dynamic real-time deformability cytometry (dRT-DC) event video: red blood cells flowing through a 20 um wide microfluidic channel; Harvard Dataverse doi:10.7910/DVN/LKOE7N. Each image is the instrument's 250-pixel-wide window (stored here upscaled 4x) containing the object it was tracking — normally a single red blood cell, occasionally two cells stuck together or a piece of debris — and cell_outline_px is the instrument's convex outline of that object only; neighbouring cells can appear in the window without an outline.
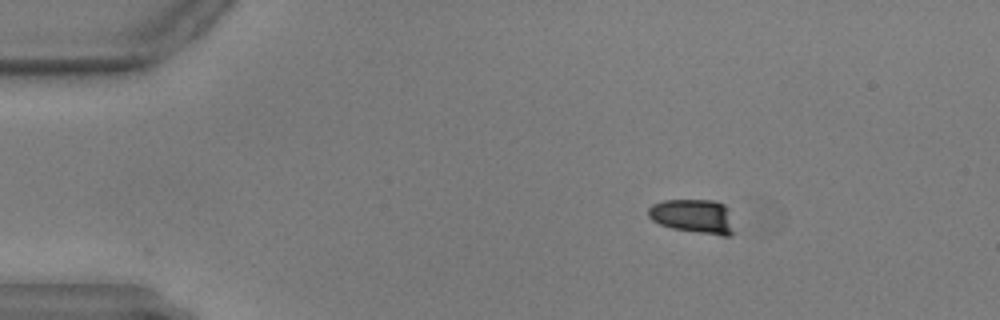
{"species": "common noctule bat (a hibernating species)", "species_latin": "Nyctalus noctula", "temperature_condition": "warm", "stored_images_in_passage": 11, "camera_frame_rate_fps": 3000, "um_per_image_px": 0.085, "animal": {"sex": "male", "body_mass_g": 17.9, "forearm_length_mm": 54.2}, "frame": {"image": 1, "passage_image": 1, "time_ms": 0.0, "image_size_px": [1000, 320], "cell_outline_px": [[736, 232], [728, 236], [720, 236], [672, 228], [660, 224], [652, 220], [648, 216], [648, 208], [652, 204], [664, 200], [716, 200], [724, 204], [728, 208]], "centroid_in_image_um": [58.98, 18.38], "position_along_channel_um": 26.0, "area_um2": 17.4}}